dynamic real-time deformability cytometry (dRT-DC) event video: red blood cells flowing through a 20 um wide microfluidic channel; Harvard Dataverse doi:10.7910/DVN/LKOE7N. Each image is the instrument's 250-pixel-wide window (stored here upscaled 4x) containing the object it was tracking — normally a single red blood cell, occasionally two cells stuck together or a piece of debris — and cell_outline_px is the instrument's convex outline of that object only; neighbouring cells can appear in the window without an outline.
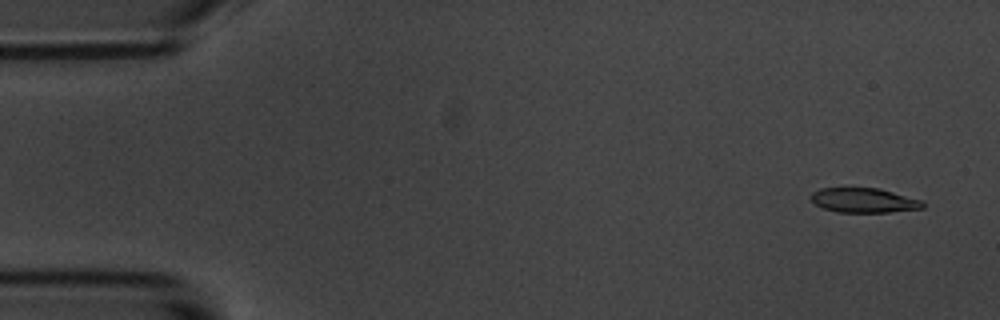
{"species": "common noctule bat (a hibernating species)", "species_latin": "Nyctalus noctula", "temperature_condition": "room temperature", "stored_images_in_passage": 55, "camera_frame_rate_fps": 3000, "um_per_image_px": 0.085, "animal": {"sex": "male", "body_mass_g": 20.1, "forearm_length_mm": 53.5}, "frame": {"image": 1, "passage_image": 2, "time_ms": 0.333, "image_size_px": [1000, 320], "cell_outline_px": [[924, 208], [888, 212], [836, 212], [824, 208], [816, 204], [812, 200], [812, 192], [820, 188], [880, 188], [924, 200]], "centroid_in_image_um": [73.48, 17.02], "position_along_channel_um": 11.5, "area_um2": 16.07}}
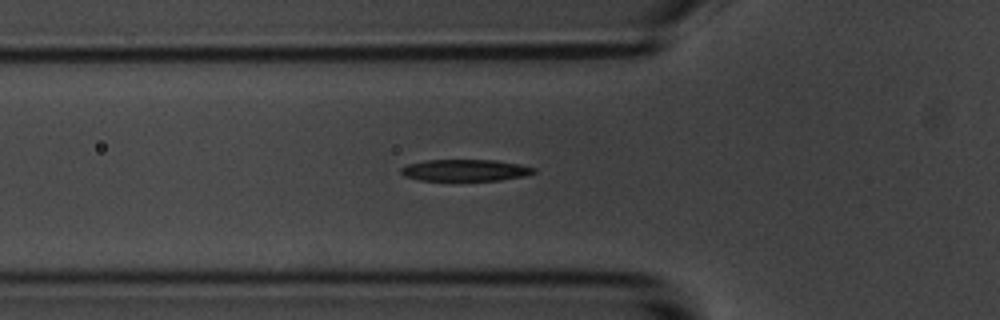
{"frame": {"image": 2, "passage_image": 18, "time_ms": 5.667, "image_size_px": [1000, 320], "cell_outline_px": [[536, 172], [524, 176], [500, 180], [420, 180], [404, 176], [400, 172], [400, 168], [408, 164], [424, 160], [496, 160], [520, 164], [536, 168]], "centroid_in_image_um": [39.54, 14.46], "position_along_channel_um": 86.3, "area_um2": 16.76}}
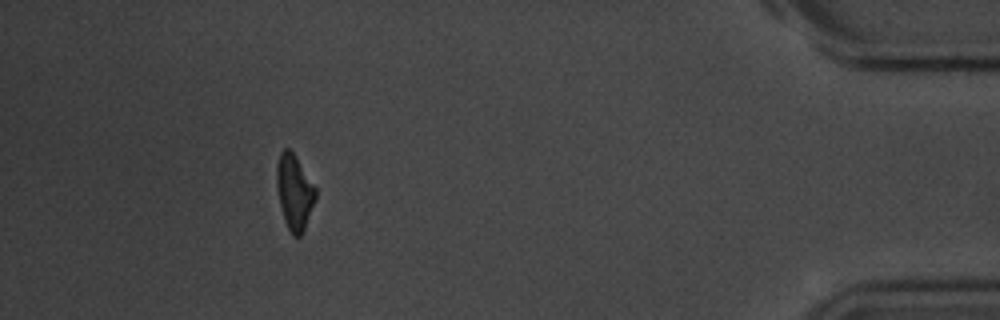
{"frame": {"image": 3, "passage_image": 50, "time_ms": 16.333, "image_size_px": [1000, 320], "cell_outline_px": [[316, 196], [304, 232], [300, 236], [292, 236], [284, 220], [276, 188], [276, 164], [280, 152], [284, 148], [288, 148], [296, 156], [316, 188]], "centroid_in_image_um": [25.01, 16.32], "position_along_channel_um": 410.2, "area_um2": 17.11}, "authors_computed_cell_mechanics": {"area_um2": 17.9758, "velocity_mm_per_s": 3.5781, "shape_relaxation_time_tau1_ms": 3.0224, "shape_relaxation_time_tau2_ms": 5.3648, "deformation_change_tau1": 0.1632, "deformation_change_tau2": 0.1578}}